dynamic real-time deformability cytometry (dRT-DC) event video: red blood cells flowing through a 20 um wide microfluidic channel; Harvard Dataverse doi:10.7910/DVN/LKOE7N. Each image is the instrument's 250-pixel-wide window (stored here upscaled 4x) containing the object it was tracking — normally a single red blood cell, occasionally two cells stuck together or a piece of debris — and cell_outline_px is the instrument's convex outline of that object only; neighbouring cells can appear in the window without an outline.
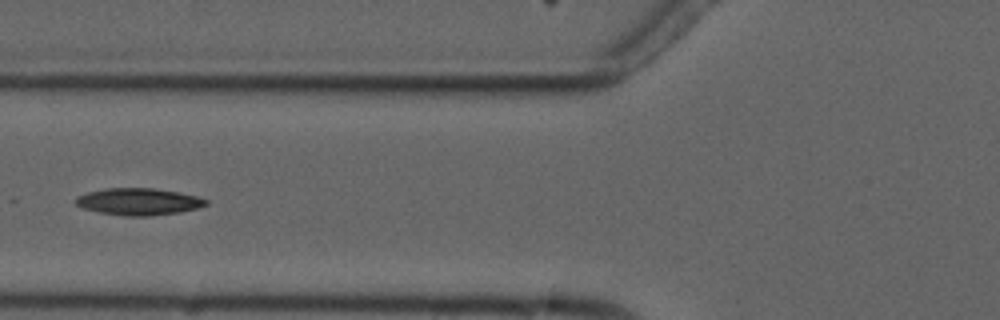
{"species": "common noctule bat (a hibernating species)", "species_latin": "Nyctalus noctula", "temperature_condition": "cold", "stored_images_in_passage": 9, "camera_frame_rate_fps": 3000, "um_per_image_px": 0.085, "animal": {"sex": "male", "forearm_length_mm": 52.5}, "frame": {"image": 1, "passage_image": 6, "time_ms": 6.0, "image_size_px": [1000, 320], "cell_outline_px": [[208, 204], [200, 208], [180, 212], [152, 216], [124, 216], [100, 212], [84, 208], [76, 204], [76, 196], [88, 192], [108, 188], [152, 188], [176, 192], [196, 196], [208, 200]], "centroid_in_image_um": [11.81, 17.15], "position_along_channel_um": 114.0, "area_um2": 20.35}}
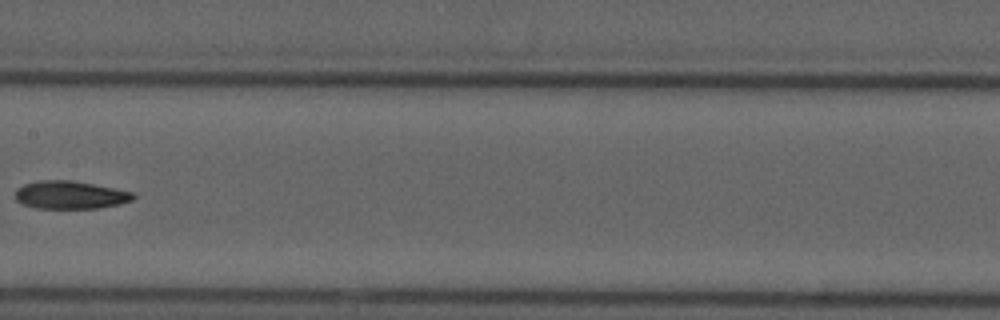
{"frame": {"image": 2, "passage_image": 8, "time_ms": 8.333, "image_size_px": [1000, 320], "cell_outline_px": [[136, 196], [132, 200], [120, 204], [96, 208], [36, 208], [24, 204], [16, 200], [16, 188], [24, 184], [40, 180], [68, 180], [92, 184], [132, 192]], "centroid_in_image_um": [5.95, 16.57], "position_along_channel_um": 201.5, "area_um2": 18.96}}
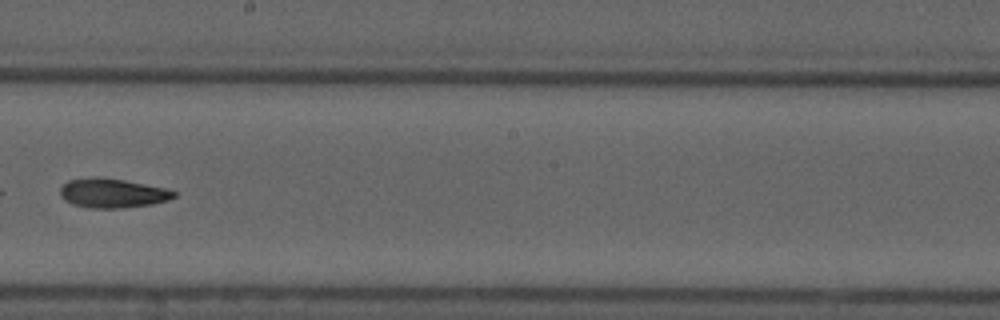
{"frame": {"image": 3, "passage_image": 9, "time_ms": 9.333, "image_size_px": [1000, 320], "cell_outline_px": [[176, 196], [168, 200], [152, 204], [120, 208], [88, 208], [72, 204], [64, 200], [60, 196], [60, 188], [68, 180], [92, 176], [100, 176], [124, 180], [164, 188], [176, 192]], "centroid_in_image_um": [9.51, 16.41], "position_along_channel_um": 238.7, "area_um2": 19.54}}